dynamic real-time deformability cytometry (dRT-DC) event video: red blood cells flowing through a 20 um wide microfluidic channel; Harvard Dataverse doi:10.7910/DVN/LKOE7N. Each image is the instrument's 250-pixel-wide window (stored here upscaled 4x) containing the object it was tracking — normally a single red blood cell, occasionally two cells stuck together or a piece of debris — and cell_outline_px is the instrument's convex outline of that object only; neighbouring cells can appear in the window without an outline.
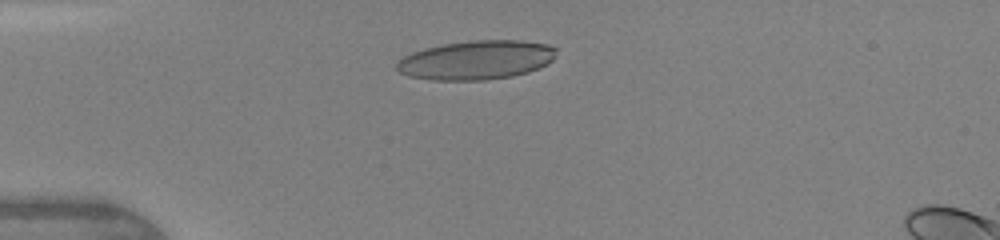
{"species": "human", "species_latin": "Homo sapiens", "temperature_condition": "warm", "stored_images_in_passage": 44, "camera_frame_rate_fps": 3000, "um_per_image_px": 0.085, "donor": {"sex": "female"}, "frame": {"image": 1, "passage_image": 9, "time_ms": 2.667, "image_size_px": [1000, 240], "cell_outline_px": [[556, 56], [548, 64], [528, 72], [512, 76], [484, 80], [432, 80], [408, 76], [400, 72], [396, 68], [396, 64], [404, 56], [412, 52], [424, 48], [444, 44], [472, 40], [520, 40], [548, 44], [556, 48]], "centroid_in_image_um": [40.5, 5.1], "position_along_channel_um": 44.5, "area_um2": 36.41}}
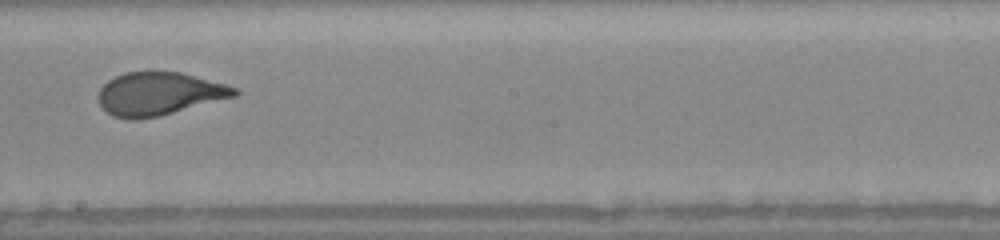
{"frame": {"image": 2, "passage_image": 25, "time_ms": 7.667, "image_size_px": [1000, 240], "cell_outline_px": [[240, 92], [236, 96], [160, 116], [136, 120], [132, 120], [112, 116], [100, 104], [96, 96], [100, 88], [108, 80], [124, 72], [152, 68], [180, 72], [224, 84], [236, 88]], "centroid_in_image_um": [13.47, 7.94], "position_along_channel_um": 234.7, "area_um2": 34.85}}
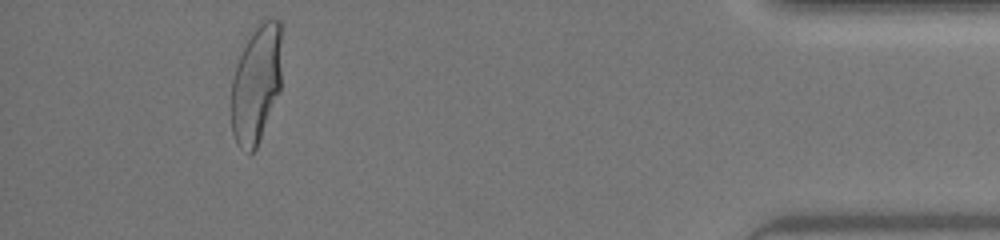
{"frame": {"image": 3, "passage_image": 41, "time_ms": 13.0, "image_size_px": [1000, 240], "cell_outline_px": [[280, 92], [256, 148], [248, 156], [236, 144], [232, 132], [232, 80], [236, 64], [252, 32], [260, 20], [280, 20]], "centroid_in_image_um": [21.77, 7.2], "position_along_channel_um": 413.4, "area_um2": 34.56}, "authors_computed_cell_mechanics": {"area_um2": 34.8823, "velocity_mm_per_s": 4.3488, "shape_relaxation_time_tau1_ms": 4.0501, "shape_relaxation_time_tau2_ms": null, "deformation_change_tau1": 0.2033, "deformation_change_tau2": null}}